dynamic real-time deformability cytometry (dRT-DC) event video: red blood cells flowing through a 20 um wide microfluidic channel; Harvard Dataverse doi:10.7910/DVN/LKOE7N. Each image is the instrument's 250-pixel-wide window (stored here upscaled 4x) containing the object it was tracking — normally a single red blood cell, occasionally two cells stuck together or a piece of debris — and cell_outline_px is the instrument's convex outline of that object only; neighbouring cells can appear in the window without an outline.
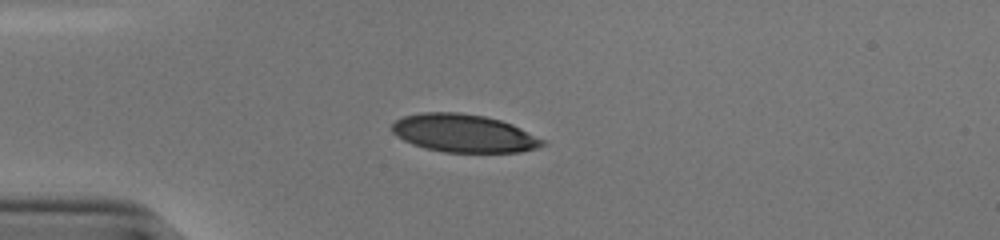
{"species": "human", "species_latin": "Homo sapiens", "temperature_condition": "cold", "stored_images_in_passage": 40, "camera_frame_rate_fps": 3000, "um_per_image_px": 0.085, "donor": {"sex": "male"}, "frame": {"image": 1, "passage_image": 1, "time_ms": 0.0, "image_size_px": [1000, 240], "cell_outline_px": [[548, 144], [536, 148], [520, 152], [444, 152], [424, 148], [412, 144], [404, 140], [392, 132], [392, 124], [396, 120], [404, 116], [424, 112], [460, 112], [484, 116], [500, 120], [512, 124], [544, 140]], "centroid_in_image_um": [39.42, 11.33], "position_along_channel_um": 45.6, "area_um2": 33.23}}
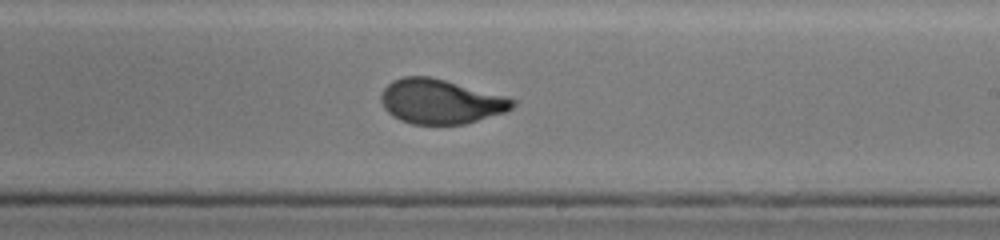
{"frame": {"image": 2, "passage_image": 19, "time_ms": 6.0, "image_size_px": [1000, 240], "cell_outline_px": [[516, 104], [512, 108], [504, 112], [464, 124], [412, 124], [400, 120], [392, 116], [384, 108], [380, 100], [380, 96], [384, 88], [392, 80], [404, 76], [432, 76], [504, 96], [516, 100]], "centroid_in_image_um": [37.41, 8.62], "position_along_channel_um": 251.6, "area_um2": 34.1}}
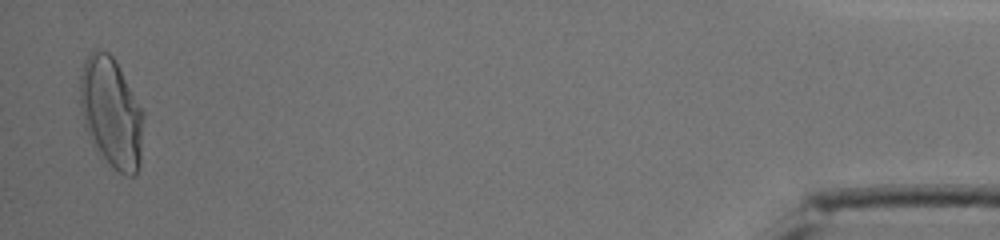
{"frame": {"image": 3, "passage_image": 39, "time_ms": 12.667, "image_size_px": [1000, 240], "cell_outline_px": [[144, 116], [140, 164], [136, 172], [132, 176], [124, 176], [104, 156], [84, 128], [80, 112], [80, 76], [84, 60], [96, 48], [108, 52], [112, 56], [144, 112]], "centroid_in_image_um": [9.46, 9.53], "position_along_channel_um": 425.7, "area_um2": 40.11}, "authors_computed_cell_mechanics": {"area_um2": 34.7667, "velocity_mm_per_s": 3.8386, "shape_relaxation_time_tau1_ms": 4.0417, "shape_relaxation_time_tau2_ms": null, "deformation_change_tau1": 0.1878, "deformation_change_tau2": null}}